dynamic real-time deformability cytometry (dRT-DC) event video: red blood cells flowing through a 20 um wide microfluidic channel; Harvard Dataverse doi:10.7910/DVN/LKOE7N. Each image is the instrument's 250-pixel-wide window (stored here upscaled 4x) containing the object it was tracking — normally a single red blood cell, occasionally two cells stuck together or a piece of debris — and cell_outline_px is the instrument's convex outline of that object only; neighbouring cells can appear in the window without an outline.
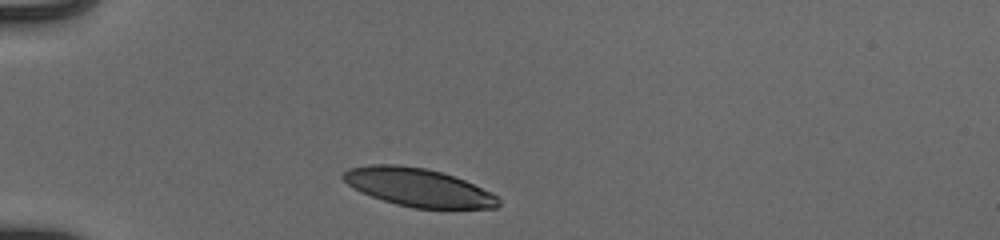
{"species": "human", "species_latin": "Homo sapiens", "temperature_condition": "cold", "stored_images_in_passage": 32, "camera_frame_rate_fps": 3000, "um_per_image_px": 0.085, "donor": {"sex": "male"}, "frame": {"image": 1, "passage_image": 1, "time_ms": 0.0, "image_size_px": [1000, 240], "cell_outline_px": [[500, 204], [496, 208], [412, 208], [396, 204], [372, 196], [348, 184], [340, 176], [348, 168], [372, 164], [396, 164], [424, 168], [440, 172], [464, 180], [496, 196], [500, 200]], "centroid_in_image_um": [35.52, 15.92], "position_along_channel_um": 49.5, "area_um2": 33.93}}
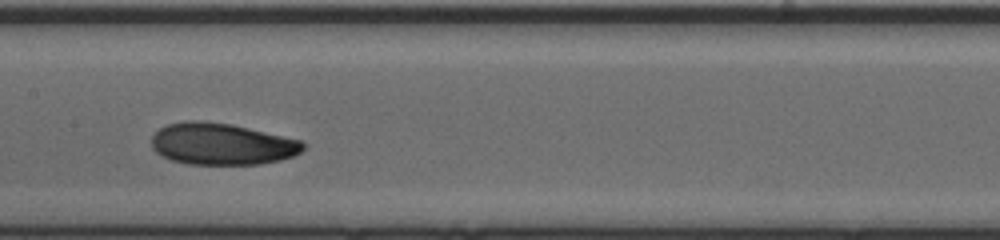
{"frame": {"image": 2, "passage_image": 14, "time_ms": 4.333, "image_size_px": [1000, 240], "cell_outline_px": [[304, 148], [300, 152], [292, 156], [280, 160], [260, 164], [188, 164], [172, 160], [160, 156], [152, 148], [152, 136], [160, 128], [168, 124], [184, 120], [204, 120], [232, 124], [300, 140], [304, 144]], "centroid_in_image_um": [18.81, 12.23], "position_along_channel_um": 188.6, "area_um2": 36.88}}
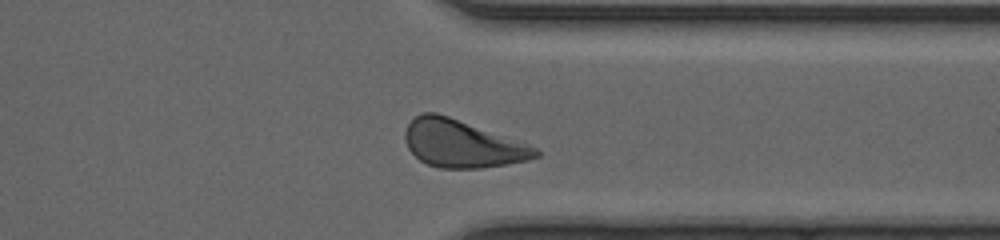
{"frame": {"image": 3, "passage_image": 28, "time_ms": 9.0, "image_size_px": [1000, 240], "cell_outline_px": [[540, 156], [528, 160], [480, 168], [440, 168], [428, 164], [420, 160], [408, 148], [404, 140], [404, 132], [408, 124], [416, 116], [424, 112], [436, 112], [448, 116], [536, 148], [540, 152]], "centroid_in_image_um": [39.22, 12.23], "position_along_channel_um": 372.2, "area_um2": 35.32}, "authors_computed_cell_mechanics": {"area_um2": 36.125, "velocity_mm_per_s": 3.9213, "shape_relaxation_time_tau1_ms": 2.6109, "shape_relaxation_time_tau2_ms": 2.8586, "deformation_change_tau1": 0.1197, "deformation_change_tau2": 0.084}}